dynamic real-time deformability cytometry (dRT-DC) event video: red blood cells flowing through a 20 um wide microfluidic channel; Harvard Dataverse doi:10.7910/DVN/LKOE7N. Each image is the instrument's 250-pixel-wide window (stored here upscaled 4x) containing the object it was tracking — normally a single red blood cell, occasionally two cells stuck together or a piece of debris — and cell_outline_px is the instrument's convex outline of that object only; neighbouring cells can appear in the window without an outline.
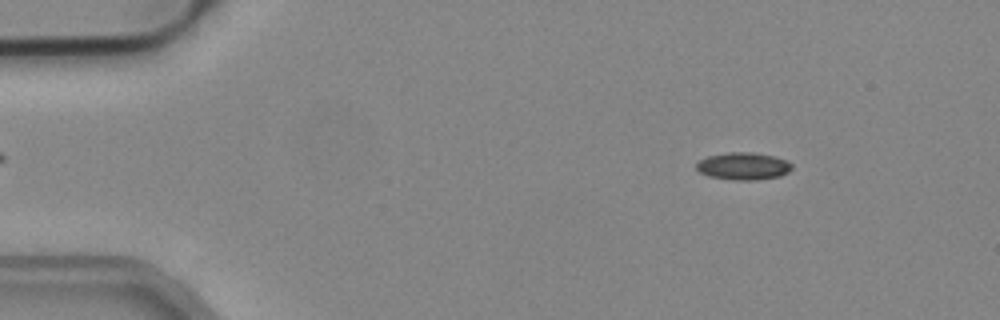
{"species": "common noctule bat (a hibernating species)", "species_latin": "Nyctalus noctula", "temperature_condition": "cold", "stored_images_in_passage": 51, "camera_frame_rate_fps": 3000, "um_per_image_px": 0.085, "animal": {"sex": "male", "body_mass_g": 19.2, "forearm_length_mm": 51.8}, "frame": {"image": 1, "passage_image": 7, "time_ms": 2.0, "image_size_px": [1000, 320], "cell_outline_px": [[792, 168], [788, 172], [780, 176], [756, 180], [732, 180], [708, 176], [700, 172], [696, 168], [696, 164], [700, 160], [708, 156], [728, 152], [752, 152], [776, 156], [788, 160], [792, 164]], "centroid_in_image_um": [63.21, 14.12], "position_along_channel_um": 21.8, "area_um2": 15.37}}
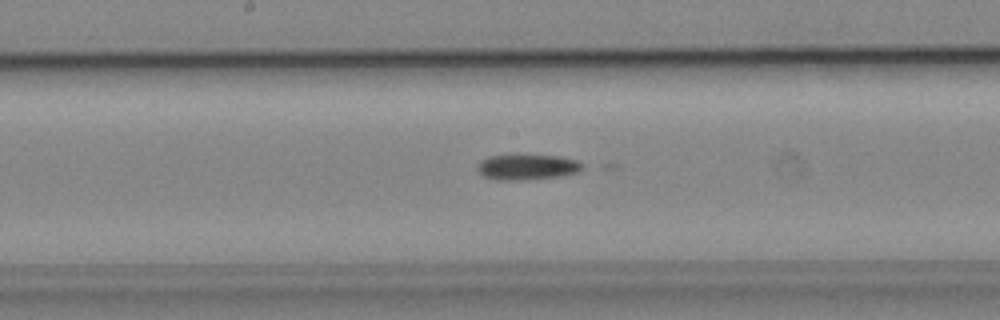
{"frame": {"image": 2, "passage_image": 27, "time_ms": 8.667, "image_size_px": [1000, 320], "cell_outline_px": [[584, 168], [576, 172], [560, 176], [524, 180], [496, 180], [484, 176], [476, 168], [476, 164], [480, 160], [488, 156], [516, 152], [560, 156], [576, 160]], "centroid_in_image_um": [44.73, 14.14], "position_along_channel_um": 203.5, "area_um2": 16.36}}
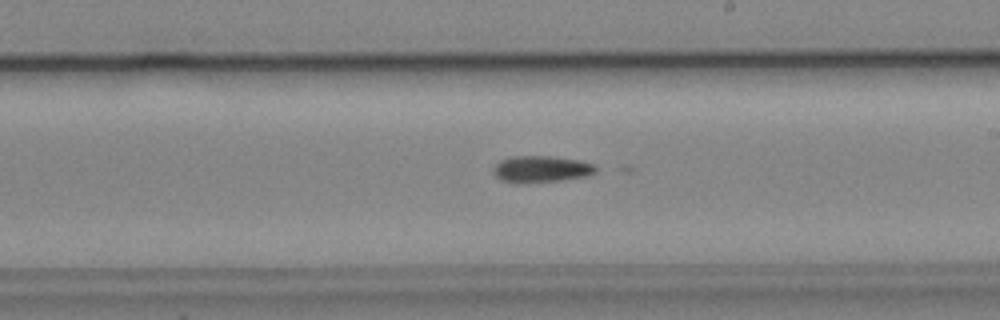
{"frame": {"image": 3, "passage_image": 30, "time_ms": 9.667, "image_size_px": [1000, 320], "cell_outline_px": [[596, 172], [588, 176], [560, 180], [520, 184], [516, 184], [500, 180], [492, 172], [492, 168], [500, 160], [512, 156], [552, 156], [580, 160], [596, 164]], "centroid_in_image_um": [45.98, 14.38], "position_along_channel_um": 243.0, "area_um2": 16.24}}